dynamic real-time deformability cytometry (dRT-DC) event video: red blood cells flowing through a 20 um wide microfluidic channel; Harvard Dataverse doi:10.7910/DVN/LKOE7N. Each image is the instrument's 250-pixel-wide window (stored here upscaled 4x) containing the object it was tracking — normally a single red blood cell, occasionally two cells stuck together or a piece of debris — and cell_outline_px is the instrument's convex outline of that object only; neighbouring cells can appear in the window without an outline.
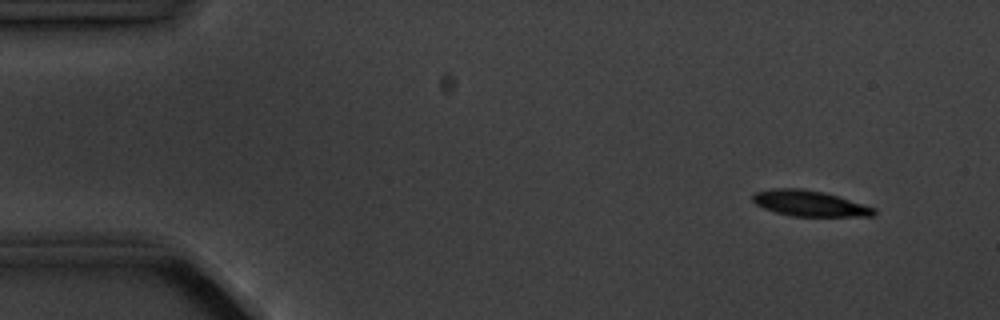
{"species": "common noctule bat (a hibernating species)", "species_latin": "Nyctalus noctula", "temperature_condition": "cold", "stored_images_in_passage": 4, "camera_frame_rate_fps": 3000, "um_per_image_px": 0.085, "animal": {"sex": "male", "body_mass_g": 20.1, "forearm_length_mm": 53.5}, "frame": {"image": 1, "passage_image": 1, "time_ms": 0.0, "image_size_px": [1000, 320], "cell_outline_px": [[876, 212], [872, 216], [792, 216], [776, 212], [764, 208], [756, 204], [752, 200], [752, 196], [756, 192], [772, 188], [800, 188], [824, 192], [876, 208]], "centroid_in_image_um": [68.8, 17.28], "position_along_channel_um": 16.2, "area_um2": 18.03}}